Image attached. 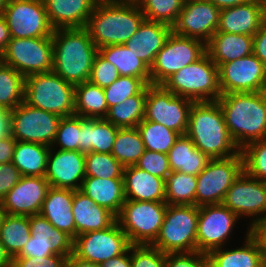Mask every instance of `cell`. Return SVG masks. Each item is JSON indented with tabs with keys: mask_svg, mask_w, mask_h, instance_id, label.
I'll use <instances>...</instances> for the list:
<instances>
[{
	"mask_svg": "<svg viewBox=\"0 0 266 267\" xmlns=\"http://www.w3.org/2000/svg\"><path fill=\"white\" fill-rule=\"evenodd\" d=\"M144 19L135 0H98L85 29L97 48L125 44Z\"/></svg>",
	"mask_w": 266,
	"mask_h": 267,
	"instance_id": "cell-1",
	"label": "cell"
},
{
	"mask_svg": "<svg viewBox=\"0 0 266 267\" xmlns=\"http://www.w3.org/2000/svg\"><path fill=\"white\" fill-rule=\"evenodd\" d=\"M217 101L229 134L240 150L266 138V91L221 94Z\"/></svg>",
	"mask_w": 266,
	"mask_h": 267,
	"instance_id": "cell-2",
	"label": "cell"
},
{
	"mask_svg": "<svg viewBox=\"0 0 266 267\" xmlns=\"http://www.w3.org/2000/svg\"><path fill=\"white\" fill-rule=\"evenodd\" d=\"M186 135L210 159L228 158L240 152L229 134L218 101L193 103Z\"/></svg>",
	"mask_w": 266,
	"mask_h": 267,
	"instance_id": "cell-3",
	"label": "cell"
},
{
	"mask_svg": "<svg viewBox=\"0 0 266 267\" xmlns=\"http://www.w3.org/2000/svg\"><path fill=\"white\" fill-rule=\"evenodd\" d=\"M53 41V72L77 85L89 80L98 48L85 28L56 29Z\"/></svg>",
	"mask_w": 266,
	"mask_h": 267,
	"instance_id": "cell-4",
	"label": "cell"
},
{
	"mask_svg": "<svg viewBox=\"0 0 266 267\" xmlns=\"http://www.w3.org/2000/svg\"><path fill=\"white\" fill-rule=\"evenodd\" d=\"M162 85L173 94L194 102L217 101L221 96L219 69L207 52L174 73Z\"/></svg>",
	"mask_w": 266,
	"mask_h": 267,
	"instance_id": "cell-5",
	"label": "cell"
},
{
	"mask_svg": "<svg viewBox=\"0 0 266 267\" xmlns=\"http://www.w3.org/2000/svg\"><path fill=\"white\" fill-rule=\"evenodd\" d=\"M75 85L53 71L25 77L24 102L61 117L74 115Z\"/></svg>",
	"mask_w": 266,
	"mask_h": 267,
	"instance_id": "cell-6",
	"label": "cell"
},
{
	"mask_svg": "<svg viewBox=\"0 0 266 267\" xmlns=\"http://www.w3.org/2000/svg\"><path fill=\"white\" fill-rule=\"evenodd\" d=\"M199 206L167 205L158 237L153 247L164 253L197 251Z\"/></svg>",
	"mask_w": 266,
	"mask_h": 267,
	"instance_id": "cell-7",
	"label": "cell"
},
{
	"mask_svg": "<svg viewBox=\"0 0 266 267\" xmlns=\"http://www.w3.org/2000/svg\"><path fill=\"white\" fill-rule=\"evenodd\" d=\"M167 210L165 202L125 200L117 222L131 245H152Z\"/></svg>",
	"mask_w": 266,
	"mask_h": 267,
	"instance_id": "cell-8",
	"label": "cell"
},
{
	"mask_svg": "<svg viewBox=\"0 0 266 267\" xmlns=\"http://www.w3.org/2000/svg\"><path fill=\"white\" fill-rule=\"evenodd\" d=\"M243 171L241 151L228 158L210 159L197 175L196 206L222 204L226 192Z\"/></svg>",
	"mask_w": 266,
	"mask_h": 267,
	"instance_id": "cell-9",
	"label": "cell"
},
{
	"mask_svg": "<svg viewBox=\"0 0 266 267\" xmlns=\"http://www.w3.org/2000/svg\"><path fill=\"white\" fill-rule=\"evenodd\" d=\"M0 61L13 67L24 77L53 70L51 37L11 38Z\"/></svg>",
	"mask_w": 266,
	"mask_h": 267,
	"instance_id": "cell-10",
	"label": "cell"
},
{
	"mask_svg": "<svg viewBox=\"0 0 266 267\" xmlns=\"http://www.w3.org/2000/svg\"><path fill=\"white\" fill-rule=\"evenodd\" d=\"M205 53L204 42L172 31L150 67L151 84L162 85L174 73L197 61Z\"/></svg>",
	"mask_w": 266,
	"mask_h": 267,
	"instance_id": "cell-11",
	"label": "cell"
},
{
	"mask_svg": "<svg viewBox=\"0 0 266 267\" xmlns=\"http://www.w3.org/2000/svg\"><path fill=\"white\" fill-rule=\"evenodd\" d=\"M193 103L194 101L186 97L173 94L163 85H146L144 120L160 123L180 135H185Z\"/></svg>",
	"mask_w": 266,
	"mask_h": 267,
	"instance_id": "cell-12",
	"label": "cell"
},
{
	"mask_svg": "<svg viewBox=\"0 0 266 267\" xmlns=\"http://www.w3.org/2000/svg\"><path fill=\"white\" fill-rule=\"evenodd\" d=\"M11 136L16 141L54 147L61 116L22 102L10 111Z\"/></svg>",
	"mask_w": 266,
	"mask_h": 267,
	"instance_id": "cell-13",
	"label": "cell"
},
{
	"mask_svg": "<svg viewBox=\"0 0 266 267\" xmlns=\"http://www.w3.org/2000/svg\"><path fill=\"white\" fill-rule=\"evenodd\" d=\"M222 204L239 218L243 215L255 216L249 225L252 231L266 222V182L243 171L226 192Z\"/></svg>",
	"mask_w": 266,
	"mask_h": 267,
	"instance_id": "cell-14",
	"label": "cell"
},
{
	"mask_svg": "<svg viewBox=\"0 0 266 267\" xmlns=\"http://www.w3.org/2000/svg\"><path fill=\"white\" fill-rule=\"evenodd\" d=\"M11 38L52 37L43 0H9L3 14Z\"/></svg>",
	"mask_w": 266,
	"mask_h": 267,
	"instance_id": "cell-15",
	"label": "cell"
},
{
	"mask_svg": "<svg viewBox=\"0 0 266 267\" xmlns=\"http://www.w3.org/2000/svg\"><path fill=\"white\" fill-rule=\"evenodd\" d=\"M130 245L116 221L107 229L76 236L73 239V255L78 259L101 264L123 254Z\"/></svg>",
	"mask_w": 266,
	"mask_h": 267,
	"instance_id": "cell-16",
	"label": "cell"
},
{
	"mask_svg": "<svg viewBox=\"0 0 266 267\" xmlns=\"http://www.w3.org/2000/svg\"><path fill=\"white\" fill-rule=\"evenodd\" d=\"M218 69L221 94L266 91V65L253 53Z\"/></svg>",
	"mask_w": 266,
	"mask_h": 267,
	"instance_id": "cell-17",
	"label": "cell"
},
{
	"mask_svg": "<svg viewBox=\"0 0 266 267\" xmlns=\"http://www.w3.org/2000/svg\"><path fill=\"white\" fill-rule=\"evenodd\" d=\"M31 237L15 257H47L73 254V239L55 228L44 216H29Z\"/></svg>",
	"mask_w": 266,
	"mask_h": 267,
	"instance_id": "cell-18",
	"label": "cell"
},
{
	"mask_svg": "<svg viewBox=\"0 0 266 267\" xmlns=\"http://www.w3.org/2000/svg\"><path fill=\"white\" fill-rule=\"evenodd\" d=\"M237 219L239 217L223 204L199 206L197 251L208 254L224 247Z\"/></svg>",
	"mask_w": 266,
	"mask_h": 267,
	"instance_id": "cell-19",
	"label": "cell"
},
{
	"mask_svg": "<svg viewBox=\"0 0 266 267\" xmlns=\"http://www.w3.org/2000/svg\"><path fill=\"white\" fill-rule=\"evenodd\" d=\"M220 11L209 0L184 1L172 31L207 44L217 31Z\"/></svg>",
	"mask_w": 266,
	"mask_h": 267,
	"instance_id": "cell-20",
	"label": "cell"
},
{
	"mask_svg": "<svg viewBox=\"0 0 266 267\" xmlns=\"http://www.w3.org/2000/svg\"><path fill=\"white\" fill-rule=\"evenodd\" d=\"M49 188L50 184L45 177L22 176L0 202L2 209L9 215L40 214Z\"/></svg>",
	"mask_w": 266,
	"mask_h": 267,
	"instance_id": "cell-21",
	"label": "cell"
},
{
	"mask_svg": "<svg viewBox=\"0 0 266 267\" xmlns=\"http://www.w3.org/2000/svg\"><path fill=\"white\" fill-rule=\"evenodd\" d=\"M52 150L50 147L45 174L50 187L80 190L86 177L85 153L65 150L53 152Z\"/></svg>",
	"mask_w": 266,
	"mask_h": 267,
	"instance_id": "cell-22",
	"label": "cell"
},
{
	"mask_svg": "<svg viewBox=\"0 0 266 267\" xmlns=\"http://www.w3.org/2000/svg\"><path fill=\"white\" fill-rule=\"evenodd\" d=\"M265 21L262 0L222 9L216 32L254 36Z\"/></svg>",
	"mask_w": 266,
	"mask_h": 267,
	"instance_id": "cell-23",
	"label": "cell"
},
{
	"mask_svg": "<svg viewBox=\"0 0 266 267\" xmlns=\"http://www.w3.org/2000/svg\"><path fill=\"white\" fill-rule=\"evenodd\" d=\"M171 32L170 25L144 19L137 31L124 45L151 67L156 54L162 49Z\"/></svg>",
	"mask_w": 266,
	"mask_h": 267,
	"instance_id": "cell-24",
	"label": "cell"
},
{
	"mask_svg": "<svg viewBox=\"0 0 266 267\" xmlns=\"http://www.w3.org/2000/svg\"><path fill=\"white\" fill-rule=\"evenodd\" d=\"M54 30L85 28L98 0H43Z\"/></svg>",
	"mask_w": 266,
	"mask_h": 267,
	"instance_id": "cell-25",
	"label": "cell"
},
{
	"mask_svg": "<svg viewBox=\"0 0 266 267\" xmlns=\"http://www.w3.org/2000/svg\"><path fill=\"white\" fill-rule=\"evenodd\" d=\"M207 257L209 267H264L261 242L250 229L242 247L232 250L218 248L208 253Z\"/></svg>",
	"mask_w": 266,
	"mask_h": 267,
	"instance_id": "cell-26",
	"label": "cell"
},
{
	"mask_svg": "<svg viewBox=\"0 0 266 267\" xmlns=\"http://www.w3.org/2000/svg\"><path fill=\"white\" fill-rule=\"evenodd\" d=\"M72 210L76 236L107 229L117 221L114 213L103 206L97 205L80 190H74Z\"/></svg>",
	"mask_w": 266,
	"mask_h": 267,
	"instance_id": "cell-27",
	"label": "cell"
},
{
	"mask_svg": "<svg viewBox=\"0 0 266 267\" xmlns=\"http://www.w3.org/2000/svg\"><path fill=\"white\" fill-rule=\"evenodd\" d=\"M74 190L50 187L40 214L55 228L65 232L72 239L76 237L72 204Z\"/></svg>",
	"mask_w": 266,
	"mask_h": 267,
	"instance_id": "cell-28",
	"label": "cell"
},
{
	"mask_svg": "<svg viewBox=\"0 0 266 267\" xmlns=\"http://www.w3.org/2000/svg\"><path fill=\"white\" fill-rule=\"evenodd\" d=\"M126 200L165 202V179L135 166L123 169Z\"/></svg>",
	"mask_w": 266,
	"mask_h": 267,
	"instance_id": "cell-29",
	"label": "cell"
},
{
	"mask_svg": "<svg viewBox=\"0 0 266 267\" xmlns=\"http://www.w3.org/2000/svg\"><path fill=\"white\" fill-rule=\"evenodd\" d=\"M253 36L216 32L206 44V52L219 67L252 54Z\"/></svg>",
	"mask_w": 266,
	"mask_h": 267,
	"instance_id": "cell-30",
	"label": "cell"
},
{
	"mask_svg": "<svg viewBox=\"0 0 266 267\" xmlns=\"http://www.w3.org/2000/svg\"><path fill=\"white\" fill-rule=\"evenodd\" d=\"M80 191L116 216L125 202L124 178L85 177Z\"/></svg>",
	"mask_w": 266,
	"mask_h": 267,
	"instance_id": "cell-31",
	"label": "cell"
},
{
	"mask_svg": "<svg viewBox=\"0 0 266 267\" xmlns=\"http://www.w3.org/2000/svg\"><path fill=\"white\" fill-rule=\"evenodd\" d=\"M118 129L105 118L80 116V152L111 153Z\"/></svg>",
	"mask_w": 266,
	"mask_h": 267,
	"instance_id": "cell-32",
	"label": "cell"
},
{
	"mask_svg": "<svg viewBox=\"0 0 266 267\" xmlns=\"http://www.w3.org/2000/svg\"><path fill=\"white\" fill-rule=\"evenodd\" d=\"M171 171H180L197 176L206 167L210 158L185 134L180 135L167 153Z\"/></svg>",
	"mask_w": 266,
	"mask_h": 267,
	"instance_id": "cell-33",
	"label": "cell"
},
{
	"mask_svg": "<svg viewBox=\"0 0 266 267\" xmlns=\"http://www.w3.org/2000/svg\"><path fill=\"white\" fill-rule=\"evenodd\" d=\"M98 52L115 65L119 76L137 77L146 85L151 84L150 67L124 44L100 47Z\"/></svg>",
	"mask_w": 266,
	"mask_h": 267,
	"instance_id": "cell-34",
	"label": "cell"
},
{
	"mask_svg": "<svg viewBox=\"0 0 266 267\" xmlns=\"http://www.w3.org/2000/svg\"><path fill=\"white\" fill-rule=\"evenodd\" d=\"M49 150L47 145L16 141L12 164L22 176L45 177Z\"/></svg>",
	"mask_w": 266,
	"mask_h": 267,
	"instance_id": "cell-35",
	"label": "cell"
},
{
	"mask_svg": "<svg viewBox=\"0 0 266 267\" xmlns=\"http://www.w3.org/2000/svg\"><path fill=\"white\" fill-rule=\"evenodd\" d=\"M75 115L83 118H105L108 105L104 89L89 81L75 85Z\"/></svg>",
	"mask_w": 266,
	"mask_h": 267,
	"instance_id": "cell-36",
	"label": "cell"
},
{
	"mask_svg": "<svg viewBox=\"0 0 266 267\" xmlns=\"http://www.w3.org/2000/svg\"><path fill=\"white\" fill-rule=\"evenodd\" d=\"M146 86L137 94L120 104L108 108L105 119L118 128H133L144 119Z\"/></svg>",
	"mask_w": 266,
	"mask_h": 267,
	"instance_id": "cell-37",
	"label": "cell"
},
{
	"mask_svg": "<svg viewBox=\"0 0 266 267\" xmlns=\"http://www.w3.org/2000/svg\"><path fill=\"white\" fill-rule=\"evenodd\" d=\"M31 237L29 216L4 214L0 224V241L10 257H15Z\"/></svg>",
	"mask_w": 266,
	"mask_h": 267,
	"instance_id": "cell-38",
	"label": "cell"
},
{
	"mask_svg": "<svg viewBox=\"0 0 266 267\" xmlns=\"http://www.w3.org/2000/svg\"><path fill=\"white\" fill-rule=\"evenodd\" d=\"M145 150V145L137 127L119 128L111 154L125 168L135 166Z\"/></svg>",
	"mask_w": 266,
	"mask_h": 267,
	"instance_id": "cell-39",
	"label": "cell"
},
{
	"mask_svg": "<svg viewBox=\"0 0 266 267\" xmlns=\"http://www.w3.org/2000/svg\"><path fill=\"white\" fill-rule=\"evenodd\" d=\"M197 176L171 171L165 179L167 205H196Z\"/></svg>",
	"mask_w": 266,
	"mask_h": 267,
	"instance_id": "cell-40",
	"label": "cell"
},
{
	"mask_svg": "<svg viewBox=\"0 0 266 267\" xmlns=\"http://www.w3.org/2000/svg\"><path fill=\"white\" fill-rule=\"evenodd\" d=\"M25 77L0 61V108L11 111L24 102Z\"/></svg>",
	"mask_w": 266,
	"mask_h": 267,
	"instance_id": "cell-41",
	"label": "cell"
},
{
	"mask_svg": "<svg viewBox=\"0 0 266 267\" xmlns=\"http://www.w3.org/2000/svg\"><path fill=\"white\" fill-rule=\"evenodd\" d=\"M137 129L149 151L167 154L179 138L180 134L166 126L149 120H142Z\"/></svg>",
	"mask_w": 266,
	"mask_h": 267,
	"instance_id": "cell-42",
	"label": "cell"
},
{
	"mask_svg": "<svg viewBox=\"0 0 266 267\" xmlns=\"http://www.w3.org/2000/svg\"><path fill=\"white\" fill-rule=\"evenodd\" d=\"M149 21L161 22L171 27L176 23L184 0H135Z\"/></svg>",
	"mask_w": 266,
	"mask_h": 267,
	"instance_id": "cell-43",
	"label": "cell"
},
{
	"mask_svg": "<svg viewBox=\"0 0 266 267\" xmlns=\"http://www.w3.org/2000/svg\"><path fill=\"white\" fill-rule=\"evenodd\" d=\"M86 177L123 178L124 167L111 153H85Z\"/></svg>",
	"mask_w": 266,
	"mask_h": 267,
	"instance_id": "cell-44",
	"label": "cell"
},
{
	"mask_svg": "<svg viewBox=\"0 0 266 267\" xmlns=\"http://www.w3.org/2000/svg\"><path fill=\"white\" fill-rule=\"evenodd\" d=\"M244 172L266 182V138L251 142L241 150Z\"/></svg>",
	"mask_w": 266,
	"mask_h": 267,
	"instance_id": "cell-45",
	"label": "cell"
},
{
	"mask_svg": "<svg viewBox=\"0 0 266 267\" xmlns=\"http://www.w3.org/2000/svg\"><path fill=\"white\" fill-rule=\"evenodd\" d=\"M145 86L146 84L140 78L119 76L113 83L104 88L108 108L137 95Z\"/></svg>",
	"mask_w": 266,
	"mask_h": 267,
	"instance_id": "cell-46",
	"label": "cell"
},
{
	"mask_svg": "<svg viewBox=\"0 0 266 267\" xmlns=\"http://www.w3.org/2000/svg\"><path fill=\"white\" fill-rule=\"evenodd\" d=\"M53 144L60 145L59 150L80 151V116L61 118Z\"/></svg>",
	"mask_w": 266,
	"mask_h": 267,
	"instance_id": "cell-47",
	"label": "cell"
},
{
	"mask_svg": "<svg viewBox=\"0 0 266 267\" xmlns=\"http://www.w3.org/2000/svg\"><path fill=\"white\" fill-rule=\"evenodd\" d=\"M131 267H165L166 253L152 245H130Z\"/></svg>",
	"mask_w": 266,
	"mask_h": 267,
	"instance_id": "cell-48",
	"label": "cell"
},
{
	"mask_svg": "<svg viewBox=\"0 0 266 267\" xmlns=\"http://www.w3.org/2000/svg\"><path fill=\"white\" fill-rule=\"evenodd\" d=\"M118 77L119 73L115 65L97 52L88 81L104 89L113 83Z\"/></svg>",
	"mask_w": 266,
	"mask_h": 267,
	"instance_id": "cell-49",
	"label": "cell"
},
{
	"mask_svg": "<svg viewBox=\"0 0 266 267\" xmlns=\"http://www.w3.org/2000/svg\"><path fill=\"white\" fill-rule=\"evenodd\" d=\"M136 166L162 179L171 173L168 155L164 153L145 150Z\"/></svg>",
	"mask_w": 266,
	"mask_h": 267,
	"instance_id": "cell-50",
	"label": "cell"
},
{
	"mask_svg": "<svg viewBox=\"0 0 266 267\" xmlns=\"http://www.w3.org/2000/svg\"><path fill=\"white\" fill-rule=\"evenodd\" d=\"M165 267H209V260L198 251L167 253Z\"/></svg>",
	"mask_w": 266,
	"mask_h": 267,
	"instance_id": "cell-51",
	"label": "cell"
},
{
	"mask_svg": "<svg viewBox=\"0 0 266 267\" xmlns=\"http://www.w3.org/2000/svg\"><path fill=\"white\" fill-rule=\"evenodd\" d=\"M67 257L51 255L47 257H12L11 267H65Z\"/></svg>",
	"mask_w": 266,
	"mask_h": 267,
	"instance_id": "cell-52",
	"label": "cell"
},
{
	"mask_svg": "<svg viewBox=\"0 0 266 267\" xmlns=\"http://www.w3.org/2000/svg\"><path fill=\"white\" fill-rule=\"evenodd\" d=\"M21 177L20 171L12 162L0 164V202Z\"/></svg>",
	"mask_w": 266,
	"mask_h": 267,
	"instance_id": "cell-53",
	"label": "cell"
},
{
	"mask_svg": "<svg viewBox=\"0 0 266 267\" xmlns=\"http://www.w3.org/2000/svg\"><path fill=\"white\" fill-rule=\"evenodd\" d=\"M252 53L266 65V20L253 36Z\"/></svg>",
	"mask_w": 266,
	"mask_h": 267,
	"instance_id": "cell-54",
	"label": "cell"
},
{
	"mask_svg": "<svg viewBox=\"0 0 266 267\" xmlns=\"http://www.w3.org/2000/svg\"><path fill=\"white\" fill-rule=\"evenodd\" d=\"M16 140L10 135L0 139V164L12 162Z\"/></svg>",
	"mask_w": 266,
	"mask_h": 267,
	"instance_id": "cell-55",
	"label": "cell"
},
{
	"mask_svg": "<svg viewBox=\"0 0 266 267\" xmlns=\"http://www.w3.org/2000/svg\"><path fill=\"white\" fill-rule=\"evenodd\" d=\"M129 253L130 247L123 254L101 263L100 267H131V254Z\"/></svg>",
	"mask_w": 266,
	"mask_h": 267,
	"instance_id": "cell-56",
	"label": "cell"
},
{
	"mask_svg": "<svg viewBox=\"0 0 266 267\" xmlns=\"http://www.w3.org/2000/svg\"><path fill=\"white\" fill-rule=\"evenodd\" d=\"M10 39H11V36L9 33L7 21L2 15L0 16V56L4 52L7 46V43L9 42Z\"/></svg>",
	"mask_w": 266,
	"mask_h": 267,
	"instance_id": "cell-57",
	"label": "cell"
},
{
	"mask_svg": "<svg viewBox=\"0 0 266 267\" xmlns=\"http://www.w3.org/2000/svg\"><path fill=\"white\" fill-rule=\"evenodd\" d=\"M11 135V117L10 111H5L0 115V139Z\"/></svg>",
	"mask_w": 266,
	"mask_h": 267,
	"instance_id": "cell-58",
	"label": "cell"
},
{
	"mask_svg": "<svg viewBox=\"0 0 266 267\" xmlns=\"http://www.w3.org/2000/svg\"><path fill=\"white\" fill-rule=\"evenodd\" d=\"M252 232L257 236L260 240L262 249H263V261L264 267H266V222L257 226Z\"/></svg>",
	"mask_w": 266,
	"mask_h": 267,
	"instance_id": "cell-59",
	"label": "cell"
},
{
	"mask_svg": "<svg viewBox=\"0 0 266 267\" xmlns=\"http://www.w3.org/2000/svg\"><path fill=\"white\" fill-rule=\"evenodd\" d=\"M219 10L249 3L251 0H209Z\"/></svg>",
	"mask_w": 266,
	"mask_h": 267,
	"instance_id": "cell-60",
	"label": "cell"
},
{
	"mask_svg": "<svg viewBox=\"0 0 266 267\" xmlns=\"http://www.w3.org/2000/svg\"><path fill=\"white\" fill-rule=\"evenodd\" d=\"M65 267H100V264L86 261V260H82V259H78L73 254H71L67 258V263H66Z\"/></svg>",
	"mask_w": 266,
	"mask_h": 267,
	"instance_id": "cell-61",
	"label": "cell"
},
{
	"mask_svg": "<svg viewBox=\"0 0 266 267\" xmlns=\"http://www.w3.org/2000/svg\"><path fill=\"white\" fill-rule=\"evenodd\" d=\"M12 258L6 252L3 244L0 241V267H11Z\"/></svg>",
	"mask_w": 266,
	"mask_h": 267,
	"instance_id": "cell-62",
	"label": "cell"
},
{
	"mask_svg": "<svg viewBox=\"0 0 266 267\" xmlns=\"http://www.w3.org/2000/svg\"><path fill=\"white\" fill-rule=\"evenodd\" d=\"M9 0H0V16L4 14V10Z\"/></svg>",
	"mask_w": 266,
	"mask_h": 267,
	"instance_id": "cell-63",
	"label": "cell"
},
{
	"mask_svg": "<svg viewBox=\"0 0 266 267\" xmlns=\"http://www.w3.org/2000/svg\"><path fill=\"white\" fill-rule=\"evenodd\" d=\"M4 214H5V212L2 209V206H1V203H0V224H1V221H2V218H3Z\"/></svg>",
	"mask_w": 266,
	"mask_h": 267,
	"instance_id": "cell-64",
	"label": "cell"
},
{
	"mask_svg": "<svg viewBox=\"0 0 266 267\" xmlns=\"http://www.w3.org/2000/svg\"><path fill=\"white\" fill-rule=\"evenodd\" d=\"M262 2H263L264 17L266 20V0H262Z\"/></svg>",
	"mask_w": 266,
	"mask_h": 267,
	"instance_id": "cell-65",
	"label": "cell"
},
{
	"mask_svg": "<svg viewBox=\"0 0 266 267\" xmlns=\"http://www.w3.org/2000/svg\"><path fill=\"white\" fill-rule=\"evenodd\" d=\"M6 110L0 108V115H2Z\"/></svg>",
	"mask_w": 266,
	"mask_h": 267,
	"instance_id": "cell-66",
	"label": "cell"
}]
</instances>
